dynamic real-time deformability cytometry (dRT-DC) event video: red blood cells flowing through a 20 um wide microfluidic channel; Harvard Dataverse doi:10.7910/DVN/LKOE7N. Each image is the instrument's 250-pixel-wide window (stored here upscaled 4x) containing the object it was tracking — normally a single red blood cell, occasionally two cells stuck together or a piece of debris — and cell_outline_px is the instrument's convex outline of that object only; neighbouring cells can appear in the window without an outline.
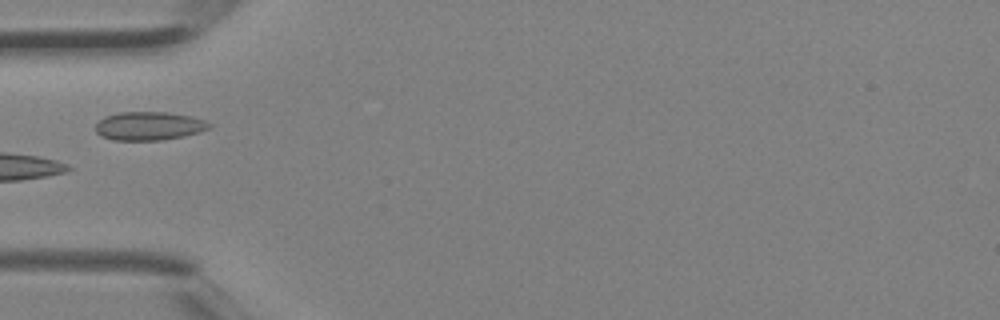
{"species": "Egyptian fruit bat (a non-hibernating species)", "species_latin": "Rousettus aegyptiacus", "temperature_condition": "room temperature", "stored_images_in_passage": 4, "camera_frame_rate_fps": 3000, "um_per_image_px": 0.085, "animal": {"sex": "female"}, "frame": {"image": 1, "passage_image": 4, "time_ms": 1.0, "image_size_px": [1000, 320], "cell_outline_px": [[212, 124], [208, 128], [184, 136], [160, 140], [112, 140], [100, 136], [96, 132], [96, 124], [104, 116], [120, 112], [168, 112], [192, 116], [204, 120]], "centroid_in_image_um": [12.63, 10.7], "position_along_channel_um": 72.4, "area_um2": 18.84}}